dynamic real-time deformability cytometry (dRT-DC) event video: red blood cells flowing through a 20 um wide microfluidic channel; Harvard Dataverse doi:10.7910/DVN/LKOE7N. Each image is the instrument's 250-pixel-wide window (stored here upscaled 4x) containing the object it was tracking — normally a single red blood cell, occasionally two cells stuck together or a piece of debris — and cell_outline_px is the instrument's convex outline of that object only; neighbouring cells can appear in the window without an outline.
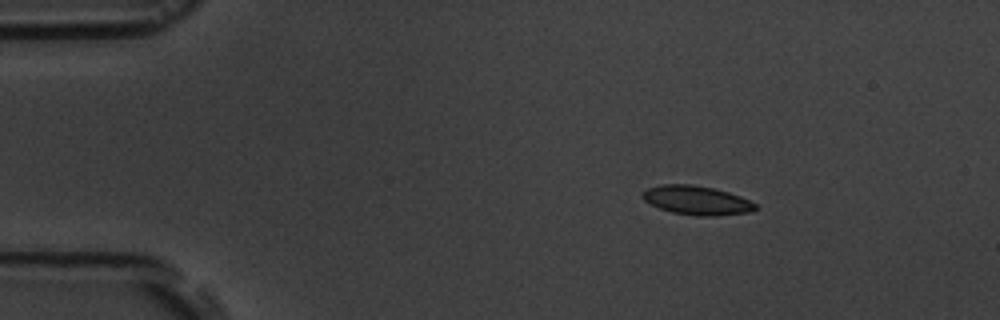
{"species": "common noctule bat (a hibernating species)", "species_latin": "Nyctalus noctula", "temperature_condition": "room temperature", "stored_images_in_passage": 3, "camera_frame_rate_fps": 3000, "um_per_image_px": 0.085, "animal": {"sex": "male", "body_mass_g": 19.5, "forearm_length_mm": 54.6}, "frame": {"image": 1, "passage_image": 1, "time_ms": 0.0, "image_size_px": [1000, 320], "cell_outline_px": [[756, 208], [748, 212], [716, 216], [696, 216], [672, 212], [660, 208], [644, 200], [640, 196], [640, 192], [648, 188], [664, 184], [692, 184], [712, 188], [728, 192], [740, 196], [756, 204]], "centroid_in_image_um": [59.18, 17.02], "position_along_channel_um": 25.8, "area_um2": 18.96}}